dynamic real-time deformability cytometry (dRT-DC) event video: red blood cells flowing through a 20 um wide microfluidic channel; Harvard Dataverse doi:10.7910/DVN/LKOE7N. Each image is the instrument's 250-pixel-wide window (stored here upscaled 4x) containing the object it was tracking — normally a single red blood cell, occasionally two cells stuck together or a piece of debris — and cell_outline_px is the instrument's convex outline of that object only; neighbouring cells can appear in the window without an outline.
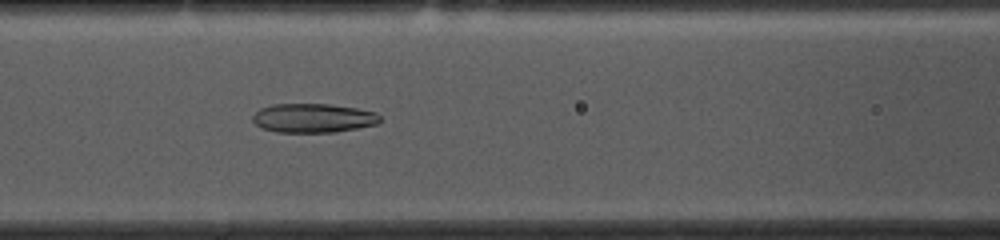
{"species": "common noctule bat (a hibernating species)", "species_latin": "Nyctalus noctula", "temperature_condition": "cold", "stored_images_in_passage": 53, "camera_frame_rate_fps": 3000, "um_per_image_px": 0.085, "animal": {"sex": "female", "body_mass_g": 10.0, "forearm_length_mm": 53.1}, "frame": {"image": 1, "passage_image": 21, "time_ms": 6.667, "image_size_px": [1000, 240], "cell_outline_px": [[380, 120], [376, 124], [336, 132], [276, 132], [264, 128], [256, 124], [252, 120], [252, 116], [260, 108], [272, 104], [328, 104], [356, 108], [376, 112], [380, 116]], "centroid_in_image_um": [26.61, 10.03], "position_along_channel_um": 140.0, "area_um2": 21.44}}
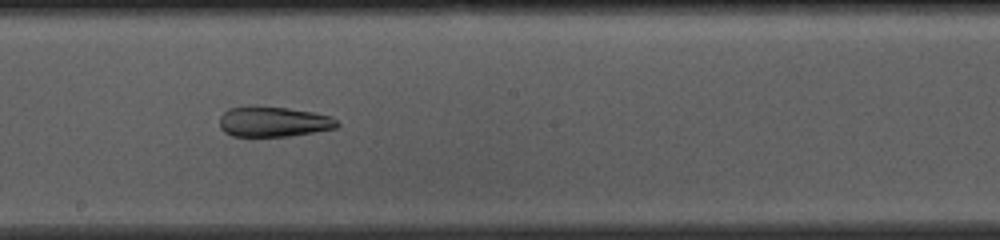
{"frame": {"image": 2, "passage_image": 28, "time_ms": 9.0, "image_size_px": [1000, 240], "cell_outline_px": [[340, 124], [336, 128], [288, 136], [232, 136], [224, 132], [220, 128], [220, 116], [228, 108], [256, 104], [288, 108], [312, 112], [332, 116]], "centroid_in_image_um": [23.2, 10.32], "position_along_channel_um": 225.0, "area_um2": 21.04}}
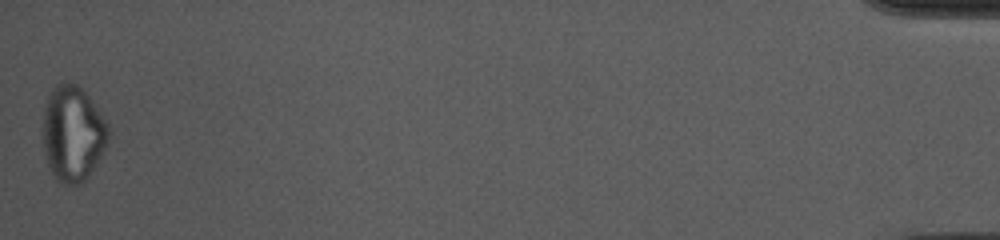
{"frame": {"image": 3, "passage_image": 53, "time_ms": 17.333, "image_size_px": [1000, 240], "cell_outline_px": [[112, 136], [96, 164], [88, 176], [80, 184], [64, 184], [56, 180], [48, 168], [44, 152], [44, 108], [48, 96], [52, 88], [56, 84], [72, 80], [88, 96], [100, 112], [108, 124], [112, 132]], "centroid_in_image_um": [6.21, 11.35], "position_along_channel_um": 429.0, "area_um2": 36.76}, "authors_computed_cell_mechanics": {"area_um2": 26.7036, "velocity_mm_per_s": 3.6558, "shape_relaxation_time_tau1_ms": null, "shape_relaxation_time_tau2_ms": 2.7359, "deformation_change_tau1": null, "deformation_change_tau2": 0.0954}}